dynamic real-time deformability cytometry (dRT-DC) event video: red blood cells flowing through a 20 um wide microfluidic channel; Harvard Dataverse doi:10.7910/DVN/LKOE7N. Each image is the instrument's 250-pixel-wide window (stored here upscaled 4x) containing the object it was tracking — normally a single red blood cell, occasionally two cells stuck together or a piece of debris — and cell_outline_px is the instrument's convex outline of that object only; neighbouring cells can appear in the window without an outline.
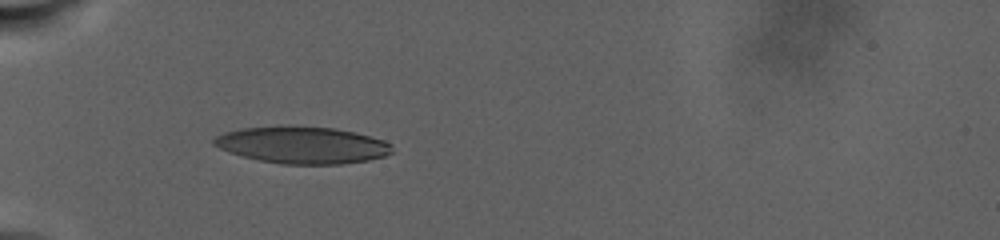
{"species": "human", "species_latin": "Homo sapiens", "temperature_condition": "warm", "stored_images_in_passage": 132, "camera_frame_rate_fps": 3000, "um_per_image_px": 0.085, "donor": {"sex": "male"}, "frame": {"image": 1, "passage_image": 1, "time_ms": 0.0, "image_size_px": [1000, 240], "cell_outline_px": [[392, 152], [384, 156], [368, 160], [340, 164], [280, 164], [260, 160], [228, 152], [212, 144], [212, 140], [216, 136], [224, 132], [244, 128], [280, 124], [332, 128], [352, 132], [384, 140], [392, 144]], "centroid_in_image_um": [25.66, 12.31], "position_along_channel_um": 59.3, "area_um2": 38.55}}
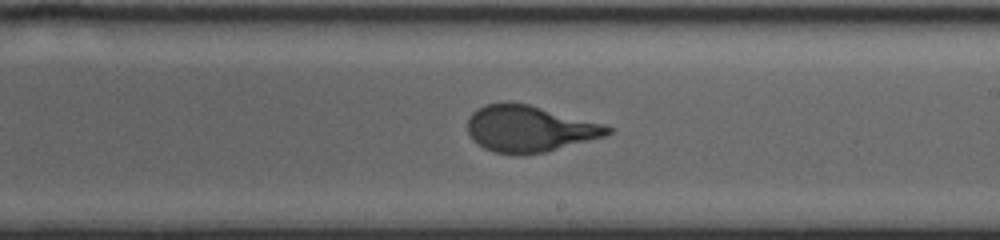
{"frame": {"image": 2, "passage_image": 59, "time_ms": 8.667, "image_size_px": [1000, 240], "cell_outline_px": [[612, 132], [604, 136], [544, 152], [520, 156], [492, 152], [484, 148], [472, 140], [468, 132], [468, 116], [472, 112], [484, 104], [528, 104], [604, 124], [612, 128]], "centroid_in_image_um": [44.96, 10.97], "position_along_channel_um": 244.0, "area_um2": 37.51}}
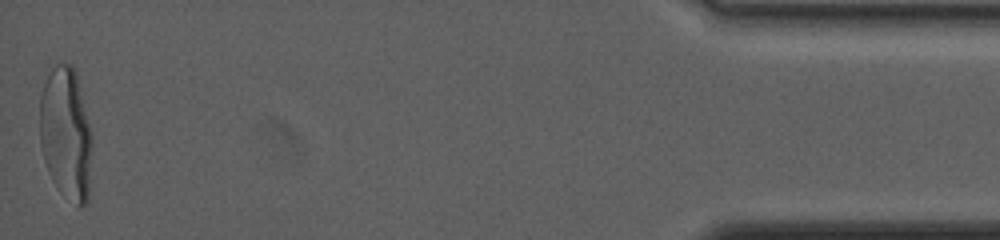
{"frame": {"image": 3, "passage_image": 132, "time_ms": 20.0, "image_size_px": [1000, 240], "cell_outline_px": [[92, 144], [88, 204], [80, 208], [60, 192], [56, 188], [48, 172], [44, 160], [40, 144], [40, 96], [44, 84], [52, 68], [56, 64], [72, 64], [76, 72], [92, 132]], "centroid_in_image_um": [5.62, 11.4], "position_along_channel_um": 429.6, "area_um2": 40.86}, "authors_computed_cell_mechanics": {"area_um2": 37.6278, "velocity_mm_per_s": 2.3153, "shape_relaxation_time_tau1_ms": 8.4213, "shape_relaxation_time_tau2_ms": null, "deformation_change_tau1": 0.2735, "deformation_change_tau2": null}}